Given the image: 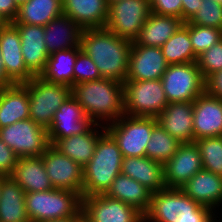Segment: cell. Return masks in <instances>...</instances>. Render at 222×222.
I'll use <instances>...</instances> for the list:
<instances>
[{
    "mask_svg": "<svg viewBox=\"0 0 222 222\" xmlns=\"http://www.w3.org/2000/svg\"><path fill=\"white\" fill-rule=\"evenodd\" d=\"M182 1V21L188 22L200 9L202 0H181Z\"/></svg>",
    "mask_w": 222,
    "mask_h": 222,
    "instance_id": "ee69618b",
    "label": "cell"
},
{
    "mask_svg": "<svg viewBox=\"0 0 222 222\" xmlns=\"http://www.w3.org/2000/svg\"><path fill=\"white\" fill-rule=\"evenodd\" d=\"M194 141L222 136V100L205 91L193 101Z\"/></svg>",
    "mask_w": 222,
    "mask_h": 222,
    "instance_id": "ac0fdd59",
    "label": "cell"
},
{
    "mask_svg": "<svg viewBox=\"0 0 222 222\" xmlns=\"http://www.w3.org/2000/svg\"><path fill=\"white\" fill-rule=\"evenodd\" d=\"M26 89L29 93V118L48 129L55 112L71 95V87L34 76L26 82Z\"/></svg>",
    "mask_w": 222,
    "mask_h": 222,
    "instance_id": "52a82bcc",
    "label": "cell"
},
{
    "mask_svg": "<svg viewBox=\"0 0 222 222\" xmlns=\"http://www.w3.org/2000/svg\"><path fill=\"white\" fill-rule=\"evenodd\" d=\"M213 1H215L216 3H218V4H221V5H222V0H213Z\"/></svg>",
    "mask_w": 222,
    "mask_h": 222,
    "instance_id": "f5cc1de1",
    "label": "cell"
},
{
    "mask_svg": "<svg viewBox=\"0 0 222 222\" xmlns=\"http://www.w3.org/2000/svg\"><path fill=\"white\" fill-rule=\"evenodd\" d=\"M121 173L143 184L152 193L166 188L164 181V164L151 160L147 156L124 157Z\"/></svg>",
    "mask_w": 222,
    "mask_h": 222,
    "instance_id": "603a6c76",
    "label": "cell"
},
{
    "mask_svg": "<svg viewBox=\"0 0 222 222\" xmlns=\"http://www.w3.org/2000/svg\"><path fill=\"white\" fill-rule=\"evenodd\" d=\"M8 22L4 19V17L0 14V29L4 27Z\"/></svg>",
    "mask_w": 222,
    "mask_h": 222,
    "instance_id": "c3c4849f",
    "label": "cell"
},
{
    "mask_svg": "<svg viewBox=\"0 0 222 222\" xmlns=\"http://www.w3.org/2000/svg\"><path fill=\"white\" fill-rule=\"evenodd\" d=\"M150 8L152 13L182 19L181 0H150Z\"/></svg>",
    "mask_w": 222,
    "mask_h": 222,
    "instance_id": "ab89813d",
    "label": "cell"
},
{
    "mask_svg": "<svg viewBox=\"0 0 222 222\" xmlns=\"http://www.w3.org/2000/svg\"><path fill=\"white\" fill-rule=\"evenodd\" d=\"M10 177L26 192L54 189L41 156L20 157Z\"/></svg>",
    "mask_w": 222,
    "mask_h": 222,
    "instance_id": "d4e9b609",
    "label": "cell"
},
{
    "mask_svg": "<svg viewBox=\"0 0 222 222\" xmlns=\"http://www.w3.org/2000/svg\"><path fill=\"white\" fill-rule=\"evenodd\" d=\"M26 192L10 176L1 183L0 222H30L25 207Z\"/></svg>",
    "mask_w": 222,
    "mask_h": 222,
    "instance_id": "f546056e",
    "label": "cell"
},
{
    "mask_svg": "<svg viewBox=\"0 0 222 222\" xmlns=\"http://www.w3.org/2000/svg\"><path fill=\"white\" fill-rule=\"evenodd\" d=\"M73 222H90L81 212L77 217H73Z\"/></svg>",
    "mask_w": 222,
    "mask_h": 222,
    "instance_id": "bcb514c9",
    "label": "cell"
},
{
    "mask_svg": "<svg viewBox=\"0 0 222 222\" xmlns=\"http://www.w3.org/2000/svg\"><path fill=\"white\" fill-rule=\"evenodd\" d=\"M168 66L161 47H148L132 41L126 80L161 79Z\"/></svg>",
    "mask_w": 222,
    "mask_h": 222,
    "instance_id": "e0dca14e",
    "label": "cell"
},
{
    "mask_svg": "<svg viewBox=\"0 0 222 222\" xmlns=\"http://www.w3.org/2000/svg\"><path fill=\"white\" fill-rule=\"evenodd\" d=\"M92 124L79 102L70 95L55 112L47 129L50 145L54 146L60 139L85 132Z\"/></svg>",
    "mask_w": 222,
    "mask_h": 222,
    "instance_id": "5bb4252c",
    "label": "cell"
},
{
    "mask_svg": "<svg viewBox=\"0 0 222 222\" xmlns=\"http://www.w3.org/2000/svg\"><path fill=\"white\" fill-rule=\"evenodd\" d=\"M17 6H21L24 2H27L28 0H14Z\"/></svg>",
    "mask_w": 222,
    "mask_h": 222,
    "instance_id": "681fc988",
    "label": "cell"
},
{
    "mask_svg": "<svg viewBox=\"0 0 222 222\" xmlns=\"http://www.w3.org/2000/svg\"><path fill=\"white\" fill-rule=\"evenodd\" d=\"M157 121L181 143L194 142L193 102L169 103L157 116Z\"/></svg>",
    "mask_w": 222,
    "mask_h": 222,
    "instance_id": "44dd1931",
    "label": "cell"
},
{
    "mask_svg": "<svg viewBox=\"0 0 222 222\" xmlns=\"http://www.w3.org/2000/svg\"><path fill=\"white\" fill-rule=\"evenodd\" d=\"M18 156L0 139V174L10 176L17 164Z\"/></svg>",
    "mask_w": 222,
    "mask_h": 222,
    "instance_id": "60d3db41",
    "label": "cell"
},
{
    "mask_svg": "<svg viewBox=\"0 0 222 222\" xmlns=\"http://www.w3.org/2000/svg\"><path fill=\"white\" fill-rule=\"evenodd\" d=\"M206 91L222 100V70L216 72L206 80Z\"/></svg>",
    "mask_w": 222,
    "mask_h": 222,
    "instance_id": "b9f144b4",
    "label": "cell"
},
{
    "mask_svg": "<svg viewBox=\"0 0 222 222\" xmlns=\"http://www.w3.org/2000/svg\"><path fill=\"white\" fill-rule=\"evenodd\" d=\"M201 169L202 158L195 142L181 143L172 158L164 164L165 185L167 188H181Z\"/></svg>",
    "mask_w": 222,
    "mask_h": 222,
    "instance_id": "9a60e30c",
    "label": "cell"
},
{
    "mask_svg": "<svg viewBox=\"0 0 222 222\" xmlns=\"http://www.w3.org/2000/svg\"><path fill=\"white\" fill-rule=\"evenodd\" d=\"M45 222H73V218L54 219V220H48Z\"/></svg>",
    "mask_w": 222,
    "mask_h": 222,
    "instance_id": "7dc6e473",
    "label": "cell"
},
{
    "mask_svg": "<svg viewBox=\"0 0 222 222\" xmlns=\"http://www.w3.org/2000/svg\"><path fill=\"white\" fill-rule=\"evenodd\" d=\"M157 123V118L124 114L105 125V129L116 141L123 158L142 157L146 156L147 143Z\"/></svg>",
    "mask_w": 222,
    "mask_h": 222,
    "instance_id": "8992f818",
    "label": "cell"
},
{
    "mask_svg": "<svg viewBox=\"0 0 222 222\" xmlns=\"http://www.w3.org/2000/svg\"><path fill=\"white\" fill-rule=\"evenodd\" d=\"M161 82L168 103L193 102L206 91V80L196 62L170 64Z\"/></svg>",
    "mask_w": 222,
    "mask_h": 222,
    "instance_id": "9c48e42d",
    "label": "cell"
},
{
    "mask_svg": "<svg viewBox=\"0 0 222 222\" xmlns=\"http://www.w3.org/2000/svg\"><path fill=\"white\" fill-rule=\"evenodd\" d=\"M25 207L30 222L73 218L82 212V197L76 192L55 188L28 192Z\"/></svg>",
    "mask_w": 222,
    "mask_h": 222,
    "instance_id": "5b68a950",
    "label": "cell"
},
{
    "mask_svg": "<svg viewBox=\"0 0 222 222\" xmlns=\"http://www.w3.org/2000/svg\"><path fill=\"white\" fill-rule=\"evenodd\" d=\"M180 189L192 200L210 208L217 215L216 211L222 210V176L201 169Z\"/></svg>",
    "mask_w": 222,
    "mask_h": 222,
    "instance_id": "d6986e66",
    "label": "cell"
},
{
    "mask_svg": "<svg viewBox=\"0 0 222 222\" xmlns=\"http://www.w3.org/2000/svg\"><path fill=\"white\" fill-rule=\"evenodd\" d=\"M105 131V125L93 123L83 133L60 139L54 147L84 167L93 157L96 143Z\"/></svg>",
    "mask_w": 222,
    "mask_h": 222,
    "instance_id": "cb8c5ba5",
    "label": "cell"
},
{
    "mask_svg": "<svg viewBox=\"0 0 222 222\" xmlns=\"http://www.w3.org/2000/svg\"><path fill=\"white\" fill-rule=\"evenodd\" d=\"M82 213L90 222H143L134 207L105 194L82 197Z\"/></svg>",
    "mask_w": 222,
    "mask_h": 222,
    "instance_id": "4fadbf2b",
    "label": "cell"
},
{
    "mask_svg": "<svg viewBox=\"0 0 222 222\" xmlns=\"http://www.w3.org/2000/svg\"><path fill=\"white\" fill-rule=\"evenodd\" d=\"M202 158L203 169L222 176V136L194 141Z\"/></svg>",
    "mask_w": 222,
    "mask_h": 222,
    "instance_id": "e575fe53",
    "label": "cell"
},
{
    "mask_svg": "<svg viewBox=\"0 0 222 222\" xmlns=\"http://www.w3.org/2000/svg\"><path fill=\"white\" fill-rule=\"evenodd\" d=\"M53 188L78 193L83 197V167L50 145L41 155Z\"/></svg>",
    "mask_w": 222,
    "mask_h": 222,
    "instance_id": "7c38bea8",
    "label": "cell"
},
{
    "mask_svg": "<svg viewBox=\"0 0 222 222\" xmlns=\"http://www.w3.org/2000/svg\"><path fill=\"white\" fill-rule=\"evenodd\" d=\"M7 176L1 175L0 174V189H1V183L2 181L6 178Z\"/></svg>",
    "mask_w": 222,
    "mask_h": 222,
    "instance_id": "816d5d0a",
    "label": "cell"
},
{
    "mask_svg": "<svg viewBox=\"0 0 222 222\" xmlns=\"http://www.w3.org/2000/svg\"><path fill=\"white\" fill-rule=\"evenodd\" d=\"M161 49L169 65L197 61L186 22L161 46Z\"/></svg>",
    "mask_w": 222,
    "mask_h": 222,
    "instance_id": "d6a6232c",
    "label": "cell"
},
{
    "mask_svg": "<svg viewBox=\"0 0 222 222\" xmlns=\"http://www.w3.org/2000/svg\"><path fill=\"white\" fill-rule=\"evenodd\" d=\"M119 1H122V0H107V3H108V5H111V4L119 2Z\"/></svg>",
    "mask_w": 222,
    "mask_h": 222,
    "instance_id": "f907efd6",
    "label": "cell"
},
{
    "mask_svg": "<svg viewBox=\"0 0 222 222\" xmlns=\"http://www.w3.org/2000/svg\"><path fill=\"white\" fill-rule=\"evenodd\" d=\"M122 159L116 141L105 131L96 143L93 157L83 167V197L105 194L121 173Z\"/></svg>",
    "mask_w": 222,
    "mask_h": 222,
    "instance_id": "277c9868",
    "label": "cell"
},
{
    "mask_svg": "<svg viewBox=\"0 0 222 222\" xmlns=\"http://www.w3.org/2000/svg\"><path fill=\"white\" fill-rule=\"evenodd\" d=\"M210 209L192 200L180 188H164L152 193L143 222H217Z\"/></svg>",
    "mask_w": 222,
    "mask_h": 222,
    "instance_id": "3957f363",
    "label": "cell"
},
{
    "mask_svg": "<svg viewBox=\"0 0 222 222\" xmlns=\"http://www.w3.org/2000/svg\"><path fill=\"white\" fill-rule=\"evenodd\" d=\"M80 51V47H74L51 53L44 71L39 76L48 82L72 87L74 85V65Z\"/></svg>",
    "mask_w": 222,
    "mask_h": 222,
    "instance_id": "4dcf8cb0",
    "label": "cell"
},
{
    "mask_svg": "<svg viewBox=\"0 0 222 222\" xmlns=\"http://www.w3.org/2000/svg\"><path fill=\"white\" fill-rule=\"evenodd\" d=\"M82 28L70 17L61 15L44 26V41L49 54L80 47Z\"/></svg>",
    "mask_w": 222,
    "mask_h": 222,
    "instance_id": "4316f807",
    "label": "cell"
},
{
    "mask_svg": "<svg viewBox=\"0 0 222 222\" xmlns=\"http://www.w3.org/2000/svg\"><path fill=\"white\" fill-rule=\"evenodd\" d=\"M14 84L6 75L4 66H3V60L0 53V89L9 85Z\"/></svg>",
    "mask_w": 222,
    "mask_h": 222,
    "instance_id": "f6af8a7d",
    "label": "cell"
},
{
    "mask_svg": "<svg viewBox=\"0 0 222 222\" xmlns=\"http://www.w3.org/2000/svg\"><path fill=\"white\" fill-rule=\"evenodd\" d=\"M196 63L205 80L222 70V39L200 54Z\"/></svg>",
    "mask_w": 222,
    "mask_h": 222,
    "instance_id": "74e56055",
    "label": "cell"
},
{
    "mask_svg": "<svg viewBox=\"0 0 222 222\" xmlns=\"http://www.w3.org/2000/svg\"><path fill=\"white\" fill-rule=\"evenodd\" d=\"M200 9L186 23L222 30V5L213 0H202Z\"/></svg>",
    "mask_w": 222,
    "mask_h": 222,
    "instance_id": "8d00e7d4",
    "label": "cell"
},
{
    "mask_svg": "<svg viewBox=\"0 0 222 222\" xmlns=\"http://www.w3.org/2000/svg\"><path fill=\"white\" fill-rule=\"evenodd\" d=\"M71 95L93 122L107 125L125 114L123 83L101 78L73 85Z\"/></svg>",
    "mask_w": 222,
    "mask_h": 222,
    "instance_id": "7a4b0ae2",
    "label": "cell"
},
{
    "mask_svg": "<svg viewBox=\"0 0 222 222\" xmlns=\"http://www.w3.org/2000/svg\"><path fill=\"white\" fill-rule=\"evenodd\" d=\"M14 25L19 31L24 64L34 76H39L44 71L50 55L44 41V26Z\"/></svg>",
    "mask_w": 222,
    "mask_h": 222,
    "instance_id": "ffe728a7",
    "label": "cell"
},
{
    "mask_svg": "<svg viewBox=\"0 0 222 222\" xmlns=\"http://www.w3.org/2000/svg\"><path fill=\"white\" fill-rule=\"evenodd\" d=\"M132 41L106 28L83 29L80 48L96 64L102 78L124 83L129 68Z\"/></svg>",
    "mask_w": 222,
    "mask_h": 222,
    "instance_id": "6da1fadb",
    "label": "cell"
},
{
    "mask_svg": "<svg viewBox=\"0 0 222 222\" xmlns=\"http://www.w3.org/2000/svg\"><path fill=\"white\" fill-rule=\"evenodd\" d=\"M123 98L125 114L136 117L157 118L169 104L161 79L126 80L123 83Z\"/></svg>",
    "mask_w": 222,
    "mask_h": 222,
    "instance_id": "ba28073f",
    "label": "cell"
},
{
    "mask_svg": "<svg viewBox=\"0 0 222 222\" xmlns=\"http://www.w3.org/2000/svg\"><path fill=\"white\" fill-rule=\"evenodd\" d=\"M102 76L93 62L82 50L77 54L74 65V85L92 80H99Z\"/></svg>",
    "mask_w": 222,
    "mask_h": 222,
    "instance_id": "f35d334b",
    "label": "cell"
},
{
    "mask_svg": "<svg viewBox=\"0 0 222 222\" xmlns=\"http://www.w3.org/2000/svg\"><path fill=\"white\" fill-rule=\"evenodd\" d=\"M29 119V93L26 83L0 89V128Z\"/></svg>",
    "mask_w": 222,
    "mask_h": 222,
    "instance_id": "484cf974",
    "label": "cell"
},
{
    "mask_svg": "<svg viewBox=\"0 0 222 222\" xmlns=\"http://www.w3.org/2000/svg\"><path fill=\"white\" fill-rule=\"evenodd\" d=\"M0 139L19 158L41 156L50 146L47 129L30 118L0 128Z\"/></svg>",
    "mask_w": 222,
    "mask_h": 222,
    "instance_id": "30bf717a",
    "label": "cell"
},
{
    "mask_svg": "<svg viewBox=\"0 0 222 222\" xmlns=\"http://www.w3.org/2000/svg\"><path fill=\"white\" fill-rule=\"evenodd\" d=\"M181 142L172 137L157 123L147 143L146 156L151 160L165 164L176 153Z\"/></svg>",
    "mask_w": 222,
    "mask_h": 222,
    "instance_id": "836d02e7",
    "label": "cell"
},
{
    "mask_svg": "<svg viewBox=\"0 0 222 222\" xmlns=\"http://www.w3.org/2000/svg\"><path fill=\"white\" fill-rule=\"evenodd\" d=\"M0 14L7 22H13L18 14V6L14 0H0Z\"/></svg>",
    "mask_w": 222,
    "mask_h": 222,
    "instance_id": "7bdbcfd3",
    "label": "cell"
},
{
    "mask_svg": "<svg viewBox=\"0 0 222 222\" xmlns=\"http://www.w3.org/2000/svg\"><path fill=\"white\" fill-rule=\"evenodd\" d=\"M61 15L62 0H28L18 7V14L12 23L46 26Z\"/></svg>",
    "mask_w": 222,
    "mask_h": 222,
    "instance_id": "1f68e13d",
    "label": "cell"
},
{
    "mask_svg": "<svg viewBox=\"0 0 222 222\" xmlns=\"http://www.w3.org/2000/svg\"><path fill=\"white\" fill-rule=\"evenodd\" d=\"M0 53L6 75L13 83L23 84L34 77L24 64L19 31L12 22L0 29Z\"/></svg>",
    "mask_w": 222,
    "mask_h": 222,
    "instance_id": "2e32d148",
    "label": "cell"
},
{
    "mask_svg": "<svg viewBox=\"0 0 222 222\" xmlns=\"http://www.w3.org/2000/svg\"><path fill=\"white\" fill-rule=\"evenodd\" d=\"M105 195L134 207L144 215L149 208L152 192L133 178L120 173Z\"/></svg>",
    "mask_w": 222,
    "mask_h": 222,
    "instance_id": "83f0119b",
    "label": "cell"
},
{
    "mask_svg": "<svg viewBox=\"0 0 222 222\" xmlns=\"http://www.w3.org/2000/svg\"><path fill=\"white\" fill-rule=\"evenodd\" d=\"M151 13L150 0H122L109 5L105 28L134 41Z\"/></svg>",
    "mask_w": 222,
    "mask_h": 222,
    "instance_id": "8fae6325",
    "label": "cell"
},
{
    "mask_svg": "<svg viewBox=\"0 0 222 222\" xmlns=\"http://www.w3.org/2000/svg\"><path fill=\"white\" fill-rule=\"evenodd\" d=\"M63 15L82 29L105 28L109 5L107 0H62Z\"/></svg>",
    "mask_w": 222,
    "mask_h": 222,
    "instance_id": "7402d4cb",
    "label": "cell"
},
{
    "mask_svg": "<svg viewBox=\"0 0 222 222\" xmlns=\"http://www.w3.org/2000/svg\"><path fill=\"white\" fill-rule=\"evenodd\" d=\"M188 31L196 57L210 49L222 39V30L217 28L203 27L188 23Z\"/></svg>",
    "mask_w": 222,
    "mask_h": 222,
    "instance_id": "d590c367",
    "label": "cell"
},
{
    "mask_svg": "<svg viewBox=\"0 0 222 222\" xmlns=\"http://www.w3.org/2000/svg\"><path fill=\"white\" fill-rule=\"evenodd\" d=\"M183 23L182 19L175 16L151 12L134 41L139 45L161 47Z\"/></svg>",
    "mask_w": 222,
    "mask_h": 222,
    "instance_id": "f1b7e54d",
    "label": "cell"
}]
</instances>
